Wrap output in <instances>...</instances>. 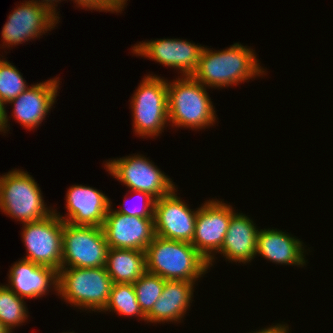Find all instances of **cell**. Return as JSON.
I'll list each match as a JSON object with an SVG mask.
<instances>
[{"label": "cell", "mask_w": 333, "mask_h": 333, "mask_svg": "<svg viewBox=\"0 0 333 333\" xmlns=\"http://www.w3.org/2000/svg\"><path fill=\"white\" fill-rule=\"evenodd\" d=\"M66 216L55 214L73 225L102 227L112 202L104 193L90 186L72 185L66 192Z\"/></svg>", "instance_id": "9a60e30c"}, {"label": "cell", "mask_w": 333, "mask_h": 333, "mask_svg": "<svg viewBox=\"0 0 333 333\" xmlns=\"http://www.w3.org/2000/svg\"><path fill=\"white\" fill-rule=\"evenodd\" d=\"M194 282L166 280L161 296L152 310L146 315L147 323L181 322L190 308L194 292Z\"/></svg>", "instance_id": "ffe728a7"}, {"label": "cell", "mask_w": 333, "mask_h": 333, "mask_svg": "<svg viewBox=\"0 0 333 333\" xmlns=\"http://www.w3.org/2000/svg\"><path fill=\"white\" fill-rule=\"evenodd\" d=\"M165 281L159 275L146 272L133 283L137 301L145 316L152 310L156 300L161 296Z\"/></svg>", "instance_id": "cb8c5ba5"}, {"label": "cell", "mask_w": 333, "mask_h": 333, "mask_svg": "<svg viewBox=\"0 0 333 333\" xmlns=\"http://www.w3.org/2000/svg\"><path fill=\"white\" fill-rule=\"evenodd\" d=\"M253 49L234 43L224 50L203 47L197 69L192 77L206 88L236 86L265 74Z\"/></svg>", "instance_id": "6da1fadb"}, {"label": "cell", "mask_w": 333, "mask_h": 333, "mask_svg": "<svg viewBox=\"0 0 333 333\" xmlns=\"http://www.w3.org/2000/svg\"><path fill=\"white\" fill-rule=\"evenodd\" d=\"M76 5V7H82L84 9H91V10H96V11H104L107 13H118L106 0H73Z\"/></svg>", "instance_id": "4316f807"}, {"label": "cell", "mask_w": 333, "mask_h": 333, "mask_svg": "<svg viewBox=\"0 0 333 333\" xmlns=\"http://www.w3.org/2000/svg\"><path fill=\"white\" fill-rule=\"evenodd\" d=\"M176 192L175 188L170 194L155 200V235L168 240L192 243L198 208L192 211Z\"/></svg>", "instance_id": "8fae6325"}, {"label": "cell", "mask_w": 333, "mask_h": 333, "mask_svg": "<svg viewBox=\"0 0 333 333\" xmlns=\"http://www.w3.org/2000/svg\"><path fill=\"white\" fill-rule=\"evenodd\" d=\"M26 84L16 66L0 58V102L4 106L8 104L28 88Z\"/></svg>", "instance_id": "d4e9b609"}, {"label": "cell", "mask_w": 333, "mask_h": 333, "mask_svg": "<svg viewBox=\"0 0 333 333\" xmlns=\"http://www.w3.org/2000/svg\"><path fill=\"white\" fill-rule=\"evenodd\" d=\"M108 249L102 227L64 222L61 267H104Z\"/></svg>", "instance_id": "ba28073f"}, {"label": "cell", "mask_w": 333, "mask_h": 333, "mask_svg": "<svg viewBox=\"0 0 333 333\" xmlns=\"http://www.w3.org/2000/svg\"><path fill=\"white\" fill-rule=\"evenodd\" d=\"M303 242L277 229H260L257 236L256 255L275 264L303 267L306 254Z\"/></svg>", "instance_id": "ac0fdd59"}, {"label": "cell", "mask_w": 333, "mask_h": 333, "mask_svg": "<svg viewBox=\"0 0 333 333\" xmlns=\"http://www.w3.org/2000/svg\"><path fill=\"white\" fill-rule=\"evenodd\" d=\"M151 75L143 78L130 103L135 135L142 138L160 136L169 123L168 81Z\"/></svg>", "instance_id": "8992f818"}, {"label": "cell", "mask_w": 333, "mask_h": 333, "mask_svg": "<svg viewBox=\"0 0 333 333\" xmlns=\"http://www.w3.org/2000/svg\"><path fill=\"white\" fill-rule=\"evenodd\" d=\"M22 241L26 247L23 259L61 269L64 222L53 212L48 217L22 224Z\"/></svg>", "instance_id": "9c48e42d"}, {"label": "cell", "mask_w": 333, "mask_h": 333, "mask_svg": "<svg viewBox=\"0 0 333 333\" xmlns=\"http://www.w3.org/2000/svg\"><path fill=\"white\" fill-rule=\"evenodd\" d=\"M59 77L45 80L29 86L15 99L9 101L13 104V118L24 126L27 130L39 127L50 113L52 106L56 102L59 88Z\"/></svg>", "instance_id": "2e32d148"}, {"label": "cell", "mask_w": 333, "mask_h": 333, "mask_svg": "<svg viewBox=\"0 0 333 333\" xmlns=\"http://www.w3.org/2000/svg\"><path fill=\"white\" fill-rule=\"evenodd\" d=\"M34 178L23 169L0 176V210L21 223L42 220L54 212L44 199Z\"/></svg>", "instance_id": "5b68a950"}, {"label": "cell", "mask_w": 333, "mask_h": 333, "mask_svg": "<svg viewBox=\"0 0 333 333\" xmlns=\"http://www.w3.org/2000/svg\"><path fill=\"white\" fill-rule=\"evenodd\" d=\"M259 228L243 213H235L230 220L221 249L217 252L225 260L250 263L255 258Z\"/></svg>", "instance_id": "d6986e66"}, {"label": "cell", "mask_w": 333, "mask_h": 333, "mask_svg": "<svg viewBox=\"0 0 333 333\" xmlns=\"http://www.w3.org/2000/svg\"><path fill=\"white\" fill-rule=\"evenodd\" d=\"M6 112L5 106L0 102V132L3 133L8 132L10 128L7 124L9 119Z\"/></svg>", "instance_id": "f546056e"}, {"label": "cell", "mask_w": 333, "mask_h": 333, "mask_svg": "<svg viewBox=\"0 0 333 333\" xmlns=\"http://www.w3.org/2000/svg\"><path fill=\"white\" fill-rule=\"evenodd\" d=\"M29 1L46 7L54 16H56L58 19H60V17L58 16L59 15L58 12H56L57 11L56 7L58 6L57 2H59V1L61 2V0H41V1L40 0H29Z\"/></svg>", "instance_id": "f1b7e54d"}, {"label": "cell", "mask_w": 333, "mask_h": 333, "mask_svg": "<svg viewBox=\"0 0 333 333\" xmlns=\"http://www.w3.org/2000/svg\"><path fill=\"white\" fill-rule=\"evenodd\" d=\"M113 282L104 267H61L58 291L63 300L80 310L101 312L108 303Z\"/></svg>", "instance_id": "277c9868"}, {"label": "cell", "mask_w": 333, "mask_h": 333, "mask_svg": "<svg viewBox=\"0 0 333 333\" xmlns=\"http://www.w3.org/2000/svg\"><path fill=\"white\" fill-rule=\"evenodd\" d=\"M217 199L207 200L198 207L192 246L205 258L209 268L215 253L221 249L231 217L236 213L231 205ZM215 252V253H214Z\"/></svg>", "instance_id": "30bf717a"}, {"label": "cell", "mask_w": 333, "mask_h": 333, "mask_svg": "<svg viewBox=\"0 0 333 333\" xmlns=\"http://www.w3.org/2000/svg\"><path fill=\"white\" fill-rule=\"evenodd\" d=\"M249 333H289V326L288 324H277L272 325L267 328H262L261 330L251 331Z\"/></svg>", "instance_id": "83f0119b"}, {"label": "cell", "mask_w": 333, "mask_h": 333, "mask_svg": "<svg viewBox=\"0 0 333 333\" xmlns=\"http://www.w3.org/2000/svg\"><path fill=\"white\" fill-rule=\"evenodd\" d=\"M118 13L124 9L128 0H106Z\"/></svg>", "instance_id": "4dcf8cb0"}, {"label": "cell", "mask_w": 333, "mask_h": 333, "mask_svg": "<svg viewBox=\"0 0 333 333\" xmlns=\"http://www.w3.org/2000/svg\"><path fill=\"white\" fill-rule=\"evenodd\" d=\"M102 229L109 248L145 251L155 235L154 218L129 216L110 206Z\"/></svg>", "instance_id": "5bb4252c"}, {"label": "cell", "mask_w": 333, "mask_h": 333, "mask_svg": "<svg viewBox=\"0 0 333 333\" xmlns=\"http://www.w3.org/2000/svg\"><path fill=\"white\" fill-rule=\"evenodd\" d=\"M207 88L192 76L168 82V115L172 127L205 129L216 122Z\"/></svg>", "instance_id": "3957f363"}, {"label": "cell", "mask_w": 333, "mask_h": 333, "mask_svg": "<svg viewBox=\"0 0 333 333\" xmlns=\"http://www.w3.org/2000/svg\"><path fill=\"white\" fill-rule=\"evenodd\" d=\"M105 268L113 283H134L147 272L145 251L109 248Z\"/></svg>", "instance_id": "44dd1931"}, {"label": "cell", "mask_w": 333, "mask_h": 333, "mask_svg": "<svg viewBox=\"0 0 333 333\" xmlns=\"http://www.w3.org/2000/svg\"><path fill=\"white\" fill-rule=\"evenodd\" d=\"M8 279L6 286L22 299L43 297L52 287L58 291L57 270L23 258L11 266Z\"/></svg>", "instance_id": "e0dca14e"}, {"label": "cell", "mask_w": 333, "mask_h": 333, "mask_svg": "<svg viewBox=\"0 0 333 333\" xmlns=\"http://www.w3.org/2000/svg\"><path fill=\"white\" fill-rule=\"evenodd\" d=\"M0 333H11L0 321Z\"/></svg>", "instance_id": "1f68e13d"}, {"label": "cell", "mask_w": 333, "mask_h": 333, "mask_svg": "<svg viewBox=\"0 0 333 333\" xmlns=\"http://www.w3.org/2000/svg\"><path fill=\"white\" fill-rule=\"evenodd\" d=\"M203 47L187 40L163 38L139 42L131 50L137 56L153 59L164 66L180 70L183 77L194 74Z\"/></svg>", "instance_id": "4fadbf2b"}, {"label": "cell", "mask_w": 333, "mask_h": 333, "mask_svg": "<svg viewBox=\"0 0 333 333\" xmlns=\"http://www.w3.org/2000/svg\"><path fill=\"white\" fill-rule=\"evenodd\" d=\"M130 193L140 196V198L142 200L140 202L141 206L140 205L134 206L135 205L134 204L132 207H130V206L127 207L128 203L126 205V203L124 202V204H122L123 207L122 208L120 207V208L116 209L115 211L129 215V216H139L142 218H153L155 199L146 192L130 190ZM127 202H128V200H127Z\"/></svg>", "instance_id": "484cf974"}, {"label": "cell", "mask_w": 333, "mask_h": 333, "mask_svg": "<svg viewBox=\"0 0 333 333\" xmlns=\"http://www.w3.org/2000/svg\"><path fill=\"white\" fill-rule=\"evenodd\" d=\"M108 310L125 317H140L146 321V316L137 301L133 283H113L108 303L101 312L106 313Z\"/></svg>", "instance_id": "7402d4cb"}, {"label": "cell", "mask_w": 333, "mask_h": 333, "mask_svg": "<svg viewBox=\"0 0 333 333\" xmlns=\"http://www.w3.org/2000/svg\"><path fill=\"white\" fill-rule=\"evenodd\" d=\"M146 270L165 280L196 282L209 269L205 258L189 242L155 236L145 250Z\"/></svg>", "instance_id": "7a4b0ae2"}, {"label": "cell", "mask_w": 333, "mask_h": 333, "mask_svg": "<svg viewBox=\"0 0 333 333\" xmlns=\"http://www.w3.org/2000/svg\"><path fill=\"white\" fill-rule=\"evenodd\" d=\"M104 169L129 190L146 192L155 200L170 194L175 184L152 160L142 155H132L107 160Z\"/></svg>", "instance_id": "52a82bcc"}, {"label": "cell", "mask_w": 333, "mask_h": 333, "mask_svg": "<svg viewBox=\"0 0 333 333\" xmlns=\"http://www.w3.org/2000/svg\"><path fill=\"white\" fill-rule=\"evenodd\" d=\"M28 318L24 299L6 285H0V321L10 331L21 326Z\"/></svg>", "instance_id": "603a6c76"}, {"label": "cell", "mask_w": 333, "mask_h": 333, "mask_svg": "<svg viewBox=\"0 0 333 333\" xmlns=\"http://www.w3.org/2000/svg\"><path fill=\"white\" fill-rule=\"evenodd\" d=\"M8 16L2 29L4 47L16 46L40 38L43 34L55 28L59 19L46 7L26 1ZM42 33V34H41Z\"/></svg>", "instance_id": "7c38bea8"}]
</instances>
